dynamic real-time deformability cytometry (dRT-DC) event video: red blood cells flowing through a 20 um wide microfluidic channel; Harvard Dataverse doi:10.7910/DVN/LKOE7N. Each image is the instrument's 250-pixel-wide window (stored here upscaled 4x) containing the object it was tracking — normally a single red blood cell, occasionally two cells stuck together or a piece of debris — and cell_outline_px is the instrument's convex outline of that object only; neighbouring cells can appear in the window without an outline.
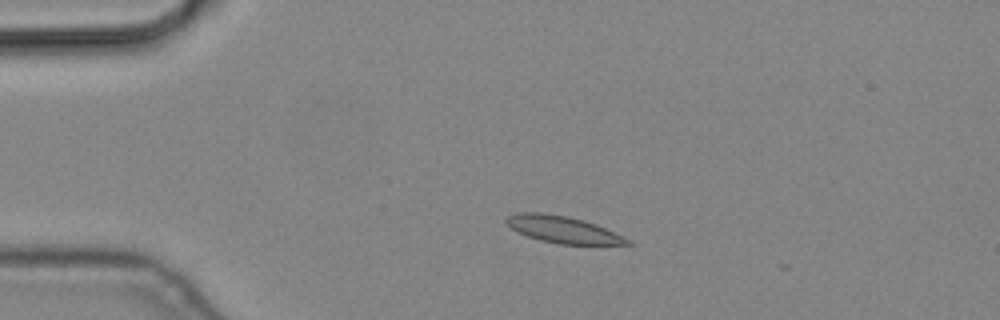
{"species": "common noctule bat (a hibernating species)", "species_latin": "Nyctalus noctula", "temperature_condition": "cold", "stored_images_in_passage": 3, "camera_frame_rate_fps": 3000, "um_per_image_px": 0.085, "animal": {"sex": "male", "body_mass_g": 19.2, "forearm_length_mm": 51.8}, "frame": {"image": 1, "passage_image": 2, "time_ms": 0.333, "image_size_px": [1000, 320], "cell_outline_px": [[632, 244], [560, 244], [540, 240], [516, 232], [504, 220], [508, 216], [520, 212], [544, 212], [568, 216], [584, 220], [596, 224], [632, 240]], "centroid_in_image_um": [47.84, 19.5], "position_along_channel_um": 37.2, "area_um2": 18.9}}